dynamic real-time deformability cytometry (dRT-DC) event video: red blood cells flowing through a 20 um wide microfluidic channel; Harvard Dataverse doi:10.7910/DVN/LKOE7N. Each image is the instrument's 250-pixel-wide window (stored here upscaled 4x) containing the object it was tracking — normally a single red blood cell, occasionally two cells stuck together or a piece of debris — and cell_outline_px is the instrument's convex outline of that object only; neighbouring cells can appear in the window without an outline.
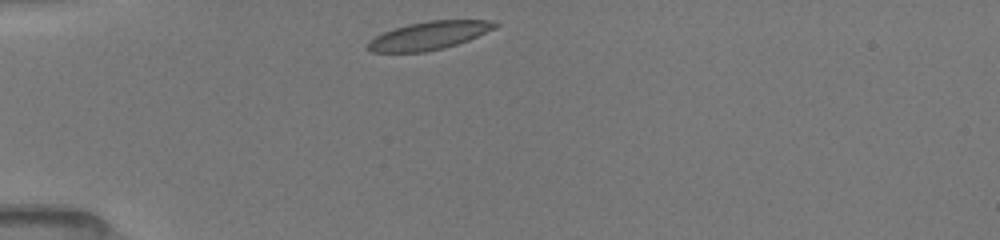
{"species": "common noctule bat (a hibernating species)", "species_latin": "Nyctalus noctula", "temperature_condition": "room temperature", "stored_images_in_passage": 38, "camera_frame_rate_fps": 3000, "um_per_image_px": 0.085, "animal": {"sex": "female", "body_mass_g": 19.5, "forearm_length_mm": 54.1}, "frame": {"image": 1, "passage_image": 1, "time_ms": 0.0, "image_size_px": [1000, 240], "cell_outline_px": [[500, 24], [496, 28], [468, 40], [444, 48], [424, 52], [372, 52], [368, 48], [368, 40], [384, 32], [408, 24], [428, 20], [488, 20]], "centroid_in_image_um": [36.48, 3.02], "position_along_channel_um": 48.5, "area_um2": 20.69}}
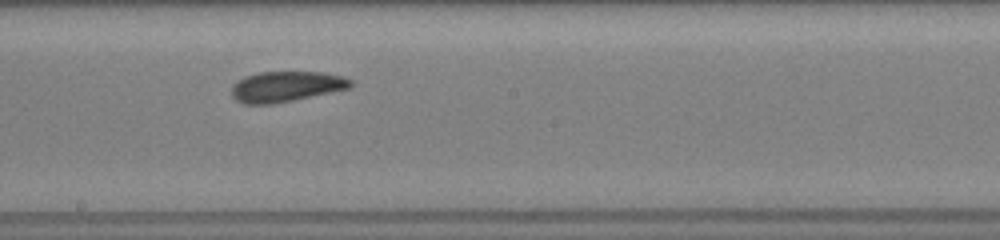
{"frame": {"image": 2, "passage_image": 16, "time_ms": 5.0, "image_size_px": [1000, 240], "cell_outline_px": [[352, 84], [348, 88], [292, 100], [272, 104], [244, 104], [236, 100], [232, 96], [232, 84], [244, 76], [260, 72], [320, 72], [340, 76], [352, 80]], "centroid_in_image_um": [24.25, 7.35], "position_along_channel_um": 224.0, "area_um2": 20.87}}
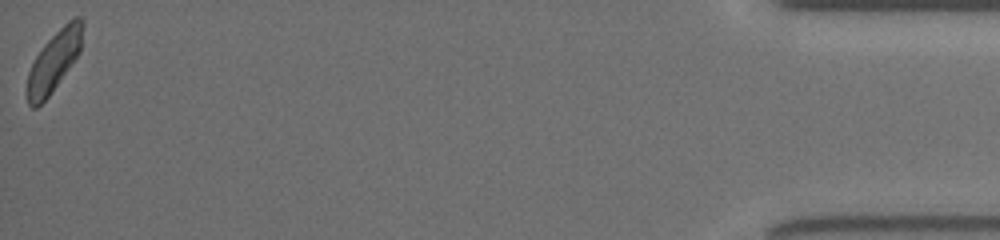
{"frame": {"image": 3, "passage_image": 38, "time_ms": 12.333, "image_size_px": [1000, 240], "cell_outline_px": [[84, 24], [80, 52], [48, 96], [36, 108], [32, 108], [28, 104], [24, 92], [28, 72], [36, 56], [44, 44], [68, 20], [76, 16], [80, 16], [84, 20]], "centroid_in_image_um": [4.57, 5.2], "position_along_channel_um": 430.6, "area_um2": 19.54}, "authors_computed_cell_mechanics": {"area_um2": 20.9525, "velocity_mm_per_s": 3.9947, "shape_relaxation_time_tau1_ms": 2.4698, "shape_relaxation_time_tau2_ms": 1.7656, "deformation_change_tau1": 0.1105, "deformation_change_tau2": 0.0911}}